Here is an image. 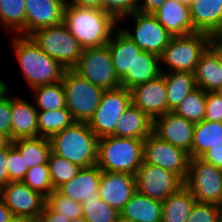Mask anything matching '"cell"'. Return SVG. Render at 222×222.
I'll return each mask as SVG.
<instances>
[{
    "instance_id": "cell-1",
    "label": "cell",
    "mask_w": 222,
    "mask_h": 222,
    "mask_svg": "<svg viewBox=\"0 0 222 222\" xmlns=\"http://www.w3.org/2000/svg\"><path fill=\"white\" fill-rule=\"evenodd\" d=\"M63 23L83 49L107 45L119 25L104 10L71 5L65 6Z\"/></svg>"
},
{
    "instance_id": "cell-2",
    "label": "cell",
    "mask_w": 222,
    "mask_h": 222,
    "mask_svg": "<svg viewBox=\"0 0 222 222\" xmlns=\"http://www.w3.org/2000/svg\"><path fill=\"white\" fill-rule=\"evenodd\" d=\"M12 45L16 60L30 89L62 81L66 69L44 53L29 36H15Z\"/></svg>"
},
{
    "instance_id": "cell-3",
    "label": "cell",
    "mask_w": 222,
    "mask_h": 222,
    "mask_svg": "<svg viewBox=\"0 0 222 222\" xmlns=\"http://www.w3.org/2000/svg\"><path fill=\"white\" fill-rule=\"evenodd\" d=\"M98 137L86 122H74L49 138L51 152L81 168L97 163Z\"/></svg>"
},
{
    "instance_id": "cell-4",
    "label": "cell",
    "mask_w": 222,
    "mask_h": 222,
    "mask_svg": "<svg viewBox=\"0 0 222 222\" xmlns=\"http://www.w3.org/2000/svg\"><path fill=\"white\" fill-rule=\"evenodd\" d=\"M144 140L106 136L98 139L97 163L102 171L133 174L143 162Z\"/></svg>"
},
{
    "instance_id": "cell-5",
    "label": "cell",
    "mask_w": 222,
    "mask_h": 222,
    "mask_svg": "<svg viewBox=\"0 0 222 222\" xmlns=\"http://www.w3.org/2000/svg\"><path fill=\"white\" fill-rule=\"evenodd\" d=\"M66 99V108L75 122H86L96 111L104 89L95 86L73 69H66L61 81Z\"/></svg>"
},
{
    "instance_id": "cell-6",
    "label": "cell",
    "mask_w": 222,
    "mask_h": 222,
    "mask_svg": "<svg viewBox=\"0 0 222 222\" xmlns=\"http://www.w3.org/2000/svg\"><path fill=\"white\" fill-rule=\"evenodd\" d=\"M209 46V34L206 33L173 36L160 55V63L167 69L161 67V71L193 73L201 55Z\"/></svg>"
},
{
    "instance_id": "cell-7",
    "label": "cell",
    "mask_w": 222,
    "mask_h": 222,
    "mask_svg": "<svg viewBox=\"0 0 222 222\" xmlns=\"http://www.w3.org/2000/svg\"><path fill=\"white\" fill-rule=\"evenodd\" d=\"M28 36L44 53L65 69H72L82 54L83 48L63 22L37 29Z\"/></svg>"
},
{
    "instance_id": "cell-8",
    "label": "cell",
    "mask_w": 222,
    "mask_h": 222,
    "mask_svg": "<svg viewBox=\"0 0 222 222\" xmlns=\"http://www.w3.org/2000/svg\"><path fill=\"white\" fill-rule=\"evenodd\" d=\"M72 69L104 90L121 87L107 45L83 49L77 64Z\"/></svg>"
},
{
    "instance_id": "cell-9",
    "label": "cell",
    "mask_w": 222,
    "mask_h": 222,
    "mask_svg": "<svg viewBox=\"0 0 222 222\" xmlns=\"http://www.w3.org/2000/svg\"><path fill=\"white\" fill-rule=\"evenodd\" d=\"M132 17L134 31L123 26L119 27L142 51L160 56L172 39V35L159 23L153 14H145L135 11L118 20V24Z\"/></svg>"
},
{
    "instance_id": "cell-10",
    "label": "cell",
    "mask_w": 222,
    "mask_h": 222,
    "mask_svg": "<svg viewBox=\"0 0 222 222\" xmlns=\"http://www.w3.org/2000/svg\"><path fill=\"white\" fill-rule=\"evenodd\" d=\"M184 186L197 202L219 204L222 193V169L201 158H190Z\"/></svg>"
},
{
    "instance_id": "cell-11",
    "label": "cell",
    "mask_w": 222,
    "mask_h": 222,
    "mask_svg": "<svg viewBox=\"0 0 222 222\" xmlns=\"http://www.w3.org/2000/svg\"><path fill=\"white\" fill-rule=\"evenodd\" d=\"M131 103L130 90L124 87L105 90L94 115L88 121L89 128L98 138L112 136L118 120Z\"/></svg>"
},
{
    "instance_id": "cell-12",
    "label": "cell",
    "mask_w": 222,
    "mask_h": 222,
    "mask_svg": "<svg viewBox=\"0 0 222 222\" xmlns=\"http://www.w3.org/2000/svg\"><path fill=\"white\" fill-rule=\"evenodd\" d=\"M135 184L139 193L163 202L179 191L184 181L175 173L143 161L135 173Z\"/></svg>"
},
{
    "instance_id": "cell-13",
    "label": "cell",
    "mask_w": 222,
    "mask_h": 222,
    "mask_svg": "<svg viewBox=\"0 0 222 222\" xmlns=\"http://www.w3.org/2000/svg\"><path fill=\"white\" fill-rule=\"evenodd\" d=\"M143 161L175 173L185 181L190 155L183 149L161 140L152 132L144 139Z\"/></svg>"
},
{
    "instance_id": "cell-14",
    "label": "cell",
    "mask_w": 222,
    "mask_h": 222,
    "mask_svg": "<svg viewBox=\"0 0 222 222\" xmlns=\"http://www.w3.org/2000/svg\"><path fill=\"white\" fill-rule=\"evenodd\" d=\"M0 198L13 216L37 217L45 205V197L22 181L9 182L0 189Z\"/></svg>"
},
{
    "instance_id": "cell-15",
    "label": "cell",
    "mask_w": 222,
    "mask_h": 222,
    "mask_svg": "<svg viewBox=\"0 0 222 222\" xmlns=\"http://www.w3.org/2000/svg\"><path fill=\"white\" fill-rule=\"evenodd\" d=\"M131 102L152 121L167 113V91L164 75L130 89Z\"/></svg>"
},
{
    "instance_id": "cell-16",
    "label": "cell",
    "mask_w": 222,
    "mask_h": 222,
    "mask_svg": "<svg viewBox=\"0 0 222 222\" xmlns=\"http://www.w3.org/2000/svg\"><path fill=\"white\" fill-rule=\"evenodd\" d=\"M194 125L175 112H168L153 121V133L161 140L188 152L191 158Z\"/></svg>"
},
{
    "instance_id": "cell-17",
    "label": "cell",
    "mask_w": 222,
    "mask_h": 222,
    "mask_svg": "<svg viewBox=\"0 0 222 222\" xmlns=\"http://www.w3.org/2000/svg\"><path fill=\"white\" fill-rule=\"evenodd\" d=\"M98 192L101 199L120 213L136 192L135 175L102 171Z\"/></svg>"
},
{
    "instance_id": "cell-18",
    "label": "cell",
    "mask_w": 222,
    "mask_h": 222,
    "mask_svg": "<svg viewBox=\"0 0 222 222\" xmlns=\"http://www.w3.org/2000/svg\"><path fill=\"white\" fill-rule=\"evenodd\" d=\"M26 36L33 31L63 22L66 4L59 0H25Z\"/></svg>"
},
{
    "instance_id": "cell-19",
    "label": "cell",
    "mask_w": 222,
    "mask_h": 222,
    "mask_svg": "<svg viewBox=\"0 0 222 222\" xmlns=\"http://www.w3.org/2000/svg\"><path fill=\"white\" fill-rule=\"evenodd\" d=\"M102 170L97 166L81 168L78 174L57 190L71 200L81 203L84 200L98 199Z\"/></svg>"
},
{
    "instance_id": "cell-20",
    "label": "cell",
    "mask_w": 222,
    "mask_h": 222,
    "mask_svg": "<svg viewBox=\"0 0 222 222\" xmlns=\"http://www.w3.org/2000/svg\"><path fill=\"white\" fill-rule=\"evenodd\" d=\"M153 15L172 36L196 33L189 6L175 0H166Z\"/></svg>"
},
{
    "instance_id": "cell-21",
    "label": "cell",
    "mask_w": 222,
    "mask_h": 222,
    "mask_svg": "<svg viewBox=\"0 0 222 222\" xmlns=\"http://www.w3.org/2000/svg\"><path fill=\"white\" fill-rule=\"evenodd\" d=\"M37 112L35 105L22 97H11V141L38 137Z\"/></svg>"
},
{
    "instance_id": "cell-22",
    "label": "cell",
    "mask_w": 222,
    "mask_h": 222,
    "mask_svg": "<svg viewBox=\"0 0 222 222\" xmlns=\"http://www.w3.org/2000/svg\"><path fill=\"white\" fill-rule=\"evenodd\" d=\"M125 222H161L162 202L136 191L120 212Z\"/></svg>"
},
{
    "instance_id": "cell-23",
    "label": "cell",
    "mask_w": 222,
    "mask_h": 222,
    "mask_svg": "<svg viewBox=\"0 0 222 222\" xmlns=\"http://www.w3.org/2000/svg\"><path fill=\"white\" fill-rule=\"evenodd\" d=\"M160 56L153 53L142 51L133 60L130 71L120 79L121 87L128 90L146 83L162 74Z\"/></svg>"
},
{
    "instance_id": "cell-24",
    "label": "cell",
    "mask_w": 222,
    "mask_h": 222,
    "mask_svg": "<svg viewBox=\"0 0 222 222\" xmlns=\"http://www.w3.org/2000/svg\"><path fill=\"white\" fill-rule=\"evenodd\" d=\"M196 87L205 92H216L222 87V72L218 48L208 47L201 55L193 72Z\"/></svg>"
},
{
    "instance_id": "cell-25",
    "label": "cell",
    "mask_w": 222,
    "mask_h": 222,
    "mask_svg": "<svg viewBox=\"0 0 222 222\" xmlns=\"http://www.w3.org/2000/svg\"><path fill=\"white\" fill-rule=\"evenodd\" d=\"M107 46L117 77L121 79L127 71H130L133 60L142 50L120 28L113 32Z\"/></svg>"
},
{
    "instance_id": "cell-26",
    "label": "cell",
    "mask_w": 222,
    "mask_h": 222,
    "mask_svg": "<svg viewBox=\"0 0 222 222\" xmlns=\"http://www.w3.org/2000/svg\"><path fill=\"white\" fill-rule=\"evenodd\" d=\"M152 132L153 121L143 111L131 103L118 120L112 136L144 140Z\"/></svg>"
},
{
    "instance_id": "cell-27",
    "label": "cell",
    "mask_w": 222,
    "mask_h": 222,
    "mask_svg": "<svg viewBox=\"0 0 222 222\" xmlns=\"http://www.w3.org/2000/svg\"><path fill=\"white\" fill-rule=\"evenodd\" d=\"M189 9L197 32L210 34L222 20V6L218 0H194Z\"/></svg>"
},
{
    "instance_id": "cell-28",
    "label": "cell",
    "mask_w": 222,
    "mask_h": 222,
    "mask_svg": "<svg viewBox=\"0 0 222 222\" xmlns=\"http://www.w3.org/2000/svg\"><path fill=\"white\" fill-rule=\"evenodd\" d=\"M167 91V113L177 109L181 101L196 88L195 78L190 72H162Z\"/></svg>"
},
{
    "instance_id": "cell-29",
    "label": "cell",
    "mask_w": 222,
    "mask_h": 222,
    "mask_svg": "<svg viewBox=\"0 0 222 222\" xmlns=\"http://www.w3.org/2000/svg\"><path fill=\"white\" fill-rule=\"evenodd\" d=\"M196 198L183 186L162 202L161 222H186Z\"/></svg>"
},
{
    "instance_id": "cell-30",
    "label": "cell",
    "mask_w": 222,
    "mask_h": 222,
    "mask_svg": "<svg viewBox=\"0 0 222 222\" xmlns=\"http://www.w3.org/2000/svg\"><path fill=\"white\" fill-rule=\"evenodd\" d=\"M11 142L24 157L25 164L29 168L48 162V157L51 152L49 138L40 136L18 138Z\"/></svg>"
},
{
    "instance_id": "cell-31",
    "label": "cell",
    "mask_w": 222,
    "mask_h": 222,
    "mask_svg": "<svg viewBox=\"0 0 222 222\" xmlns=\"http://www.w3.org/2000/svg\"><path fill=\"white\" fill-rule=\"evenodd\" d=\"M222 140V122L202 120L194 125L191 158H199L204 152Z\"/></svg>"
},
{
    "instance_id": "cell-32",
    "label": "cell",
    "mask_w": 222,
    "mask_h": 222,
    "mask_svg": "<svg viewBox=\"0 0 222 222\" xmlns=\"http://www.w3.org/2000/svg\"><path fill=\"white\" fill-rule=\"evenodd\" d=\"M25 0H0V24L7 30L26 36ZM20 33V34H19Z\"/></svg>"
},
{
    "instance_id": "cell-33",
    "label": "cell",
    "mask_w": 222,
    "mask_h": 222,
    "mask_svg": "<svg viewBox=\"0 0 222 222\" xmlns=\"http://www.w3.org/2000/svg\"><path fill=\"white\" fill-rule=\"evenodd\" d=\"M38 136L50 138L71 126L75 121L67 108H60L53 111H38Z\"/></svg>"
},
{
    "instance_id": "cell-34",
    "label": "cell",
    "mask_w": 222,
    "mask_h": 222,
    "mask_svg": "<svg viewBox=\"0 0 222 222\" xmlns=\"http://www.w3.org/2000/svg\"><path fill=\"white\" fill-rule=\"evenodd\" d=\"M32 90L35 92V106L38 111H53L66 107L65 91L61 81L36 86Z\"/></svg>"
},
{
    "instance_id": "cell-35",
    "label": "cell",
    "mask_w": 222,
    "mask_h": 222,
    "mask_svg": "<svg viewBox=\"0 0 222 222\" xmlns=\"http://www.w3.org/2000/svg\"><path fill=\"white\" fill-rule=\"evenodd\" d=\"M205 105L206 92L196 87L181 101L173 112L196 124L204 120Z\"/></svg>"
},
{
    "instance_id": "cell-36",
    "label": "cell",
    "mask_w": 222,
    "mask_h": 222,
    "mask_svg": "<svg viewBox=\"0 0 222 222\" xmlns=\"http://www.w3.org/2000/svg\"><path fill=\"white\" fill-rule=\"evenodd\" d=\"M47 163L54 190H57L61 185L70 181L81 170V167L78 165L53 152H50Z\"/></svg>"
},
{
    "instance_id": "cell-37",
    "label": "cell",
    "mask_w": 222,
    "mask_h": 222,
    "mask_svg": "<svg viewBox=\"0 0 222 222\" xmlns=\"http://www.w3.org/2000/svg\"><path fill=\"white\" fill-rule=\"evenodd\" d=\"M82 213L87 222H118L120 220V213L101 198L84 200Z\"/></svg>"
},
{
    "instance_id": "cell-38",
    "label": "cell",
    "mask_w": 222,
    "mask_h": 222,
    "mask_svg": "<svg viewBox=\"0 0 222 222\" xmlns=\"http://www.w3.org/2000/svg\"><path fill=\"white\" fill-rule=\"evenodd\" d=\"M22 182L45 198L53 191L48 163L31 167L25 173Z\"/></svg>"
},
{
    "instance_id": "cell-39",
    "label": "cell",
    "mask_w": 222,
    "mask_h": 222,
    "mask_svg": "<svg viewBox=\"0 0 222 222\" xmlns=\"http://www.w3.org/2000/svg\"><path fill=\"white\" fill-rule=\"evenodd\" d=\"M45 205L51 211L61 213V215L68 217L71 221L83 216L82 204L62 195L58 190H54L45 198Z\"/></svg>"
},
{
    "instance_id": "cell-40",
    "label": "cell",
    "mask_w": 222,
    "mask_h": 222,
    "mask_svg": "<svg viewBox=\"0 0 222 222\" xmlns=\"http://www.w3.org/2000/svg\"><path fill=\"white\" fill-rule=\"evenodd\" d=\"M221 217L218 204L196 201L186 222H219Z\"/></svg>"
},
{
    "instance_id": "cell-41",
    "label": "cell",
    "mask_w": 222,
    "mask_h": 222,
    "mask_svg": "<svg viewBox=\"0 0 222 222\" xmlns=\"http://www.w3.org/2000/svg\"><path fill=\"white\" fill-rule=\"evenodd\" d=\"M7 169L9 172V182L22 181L29 167L25 164L24 157L13 146L12 142L8 145Z\"/></svg>"
},
{
    "instance_id": "cell-42",
    "label": "cell",
    "mask_w": 222,
    "mask_h": 222,
    "mask_svg": "<svg viewBox=\"0 0 222 222\" xmlns=\"http://www.w3.org/2000/svg\"><path fill=\"white\" fill-rule=\"evenodd\" d=\"M9 92L10 88L4 83V87L0 90V133L11 140V97Z\"/></svg>"
},
{
    "instance_id": "cell-43",
    "label": "cell",
    "mask_w": 222,
    "mask_h": 222,
    "mask_svg": "<svg viewBox=\"0 0 222 222\" xmlns=\"http://www.w3.org/2000/svg\"><path fill=\"white\" fill-rule=\"evenodd\" d=\"M103 10L119 20L137 11V3L134 0H103Z\"/></svg>"
},
{
    "instance_id": "cell-44",
    "label": "cell",
    "mask_w": 222,
    "mask_h": 222,
    "mask_svg": "<svg viewBox=\"0 0 222 222\" xmlns=\"http://www.w3.org/2000/svg\"><path fill=\"white\" fill-rule=\"evenodd\" d=\"M204 120L222 122V98L217 92H206Z\"/></svg>"
},
{
    "instance_id": "cell-45",
    "label": "cell",
    "mask_w": 222,
    "mask_h": 222,
    "mask_svg": "<svg viewBox=\"0 0 222 222\" xmlns=\"http://www.w3.org/2000/svg\"><path fill=\"white\" fill-rule=\"evenodd\" d=\"M199 158L204 160L206 163L222 169V140L209 148Z\"/></svg>"
},
{
    "instance_id": "cell-46",
    "label": "cell",
    "mask_w": 222,
    "mask_h": 222,
    "mask_svg": "<svg viewBox=\"0 0 222 222\" xmlns=\"http://www.w3.org/2000/svg\"><path fill=\"white\" fill-rule=\"evenodd\" d=\"M8 146L0 149V189L9 183V172L7 169Z\"/></svg>"
},
{
    "instance_id": "cell-47",
    "label": "cell",
    "mask_w": 222,
    "mask_h": 222,
    "mask_svg": "<svg viewBox=\"0 0 222 222\" xmlns=\"http://www.w3.org/2000/svg\"><path fill=\"white\" fill-rule=\"evenodd\" d=\"M166 0H140L137 4V11L145 14L155 13Z\"/></svg>"
},
{
    "instance_id": "cell-48",
    "label": "cell",
    "mask_w": 222,
    "mask_h": 222,
    "mask_svg": "<svg viewBox=\"0 0 222 222\" xmlns=\"http://www.w3.org/2000/svg\"><path fill=\"white\" fill-rule=\"evenodd\" d=\"M41 222H71L68 217H64L61 213L51 211L44 205L41 212Z\"/></svg>"
},
{
    "instance_id": "cell-49",
    "label": "cell",
    "mask_w": 222,
    "mask_h": 222,
    "mask_svg": "<svg viewBox=\"0 0 222 222\" xmlns=\"http://www.w3.org/2000/svg\"><path fill=\"white\" fill-rule=\"evenodd\" d=\"M66 5L103 10V0H71Z\"/></svg>"
},
{
    "instance_id": "cell-50",
    "label": "cell",
    "mask_w": 222,
    "mask_h": 222,
    "mask_svg": "<svg viewBox=\"0 0 222 222\" xmlns=\"http://www.w3.org/2000/svg\"><path fill=\"white\" fill-rule=\"evenodd\" d=\"M209 43L212 48H222V20L209 34Z\"/></svg>"
},
{
    "instance_id": "cell-51",
    "label": "cell",
    "mask_w": 222,
    "mask_h": 222,
    "mask_svg": "<svg viewBox=\"0 0 222 222\" xmlns=\"http://www.w3.org/2000/svg\"><path fill=\"white\" fill-rule=\"evenodd\" d=\"M12 216V212L0 198V222H8Z\"/></svg>"
},
{
    "instance_id": "cell-52",
    "label": "cell",
    "mask_w": 222,
    "mask_h": 222,
    "mask_svg": "<svg viewBox=\"0 0 222 222\" xmlns=\"http://www.w3.org/2000/svg\"><path fill=\"white\" fill-rule=\"evenodd\" d=\"M10 143H11V140L7 136L0 133V149L5 148Z\"/></svg>"
},
{
    "instance_id": "cell-53",
    "label": "cell",
    "mask_w": 222,
    "mask_h": 222,
    "mask_svg": "<svg viewBox=\"0 0 222 222\" xmlns=\"http://www.w3.org/2000/svg\"><path fill=\"white\" fill-rule=\"evenodd\" d=\"M23 222H41V215L37 217H28V218L23 217Z\"/></svg>"
},
{
    "instance_id": "cell-54",
    "label": "cell",
    "mask_w": 222,
    "mask_h": 222,
    "mask_svg": "<svg viewBox=\"0 0 222 222\" xmlns=\"http://www.w3.org/2000/svg\"><path fill=\"white\" fill-rule=\"evenodd\" d=\"M218 59H219V65L222 72V48H218Z\"/></svg>"
},
{
    "instance_id": "cell-55",
    "label": "cell",
    "mask_w": 222,
    "mask_h": 222,
    "mask_svg": "<svg viewBox=\"0 0 222 222\" xmlns=\"http://www.w3.org/2000/svg\"><path fill=\"white\" fill-rule=\"evenodd\" d=\"M8 222H23V217L12 216V218Z\"/></svg>"
},
{
    "instance_id": "cell-56",
    "label": "cell",
    "mask_w": 222,
    "mask_h": 222,
    "mask_svg": "<svg viewBox=\"0 0 222 222\" xmlns=\"http://www.w3.org/2000/svg\"><path fill=\"white\" fill-rule=\"evenodd\" d=\"M71 222H87L83 216L73 219Z\"/></svg>"
},
{
    "instance_id": "cell-57",
    "label": "cell",
    "mask_w": 222,
    "mask_h": 222,
    "mask_svg": "<svg viewBox=\"0 0 222 222\" xmlns=\"http://www.w3.org/2000/svg\"><path fill=\"white\" fill-rule=\"evenodd\" d=\"M175 1H178V2H181L183 4H186V5H190V3H192L194 0H175Z\"/></svg>"
},
{
    "instance_id": "cell-58",
    "label": "cell",
    "mask_w": 222,
    "mask_h": 222,
    "mask_svg": "<svg viewBox=\"0 0 222 222\" xmlns=\"http://www.w3.org/2000/svg\"><path fill=\"white\" fill-rule=\"evenodd\" d=\"M218 206H219V208H220L221 211H222V193H221V198H220V202H219Z\"/></svg>"
},
{
    "instance_id": "cell-59",
    "label": "cell",
    "mask_w": 222,
    "mask_h": 222,
    "mask_svg": "<svg viewBox=\"0 0 222 222\" xmlns=\"http://www.w3.org/2000/svg\"><path fill=\"white\" fill-rule=\"evenodd\" d=\"M218 94H219V96L222 98V87L219 89V90H217L216 91Z\"/></svg>"
},
{
    "instance_id": "cell-60",
    "label": "cell",
    "mask_w": 222,
    "mask_h": 222,
    "mask_svg": "<svg viewBox=\"0 0 222 222\" xmlns=\"http://www.w3.org/2000/svg\"><path fill=\"white\" fill-rule=\"evenodd\" d=\"M4 87V82L0 80V90Z\"/></svg>"
},
{
    "instance_id": "cell-61",
    "label": "cell",
    "mask_w": 222,
    "mask_h": 222,
    "mask_svg": "<svg viewBox=\"0 0 222 222\" xmlns=\"http://www.w3.org/2000/svg\"><path fill=\"white\" fill-rule=\"evenodd\" d=\"M59 1H61L62 3H65V4H66V2H68V0H59Z\"/></svg>"
},
{
    "instance_id": "cell-62",
    "label": "cell",
    "mask_w": 222,
    "mask_h": 222,
    "mask_svg": "<svg viewBox=\"0 0 222 222\" xmlns=\"http://www.w3.org/2000/svg\"><path fill=\"white\" fill-rule=\"evenodd\" d=\"M219 4L222 6V0H218Z\"/></svg>"
}]
</instances>
